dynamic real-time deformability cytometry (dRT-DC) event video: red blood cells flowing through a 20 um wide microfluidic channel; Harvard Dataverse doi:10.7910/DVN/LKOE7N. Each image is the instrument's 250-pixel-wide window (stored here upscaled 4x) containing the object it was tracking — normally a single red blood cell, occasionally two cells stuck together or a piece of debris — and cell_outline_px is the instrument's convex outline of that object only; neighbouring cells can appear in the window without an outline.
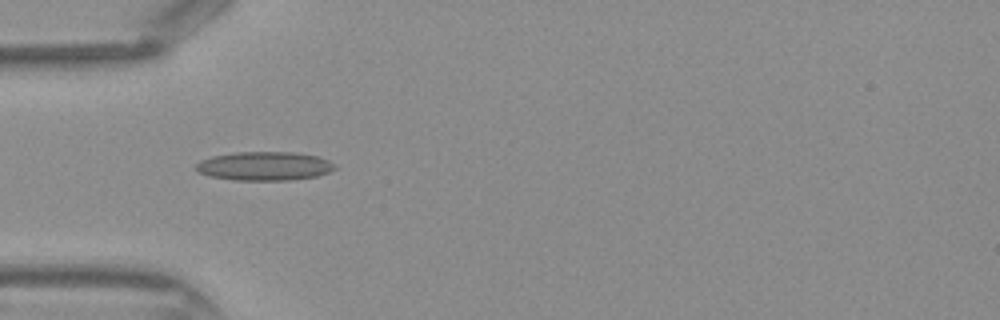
{"species": "Egyptian fruit bat (a non-hibernating species)", "species_latin": "Rousettus aegyptiacus", "temperature_condition": "warm", "stored_images_in_passage": 31, "camera_frame_rate_fps": 3000, "um_per_image_px": 0.085, "frame": {"image": 1, "passage_image": 1, "time_ms": 0.0, "image_size_px": [1000, 320], "cell_outline_px": [[336, 168], [328, 172], [316, 176], [292, 180], [232, 180], [208, 176], [196, 172], [196, 164], [200, 160], [212, 156], [236, 152], [296, 152], [316, 156], [328, 160], [336, 164]], "centroid_in_image_um": [22.45, 14.12], "position_along_channel_um": 62.6, "area_um2": 23.47}}
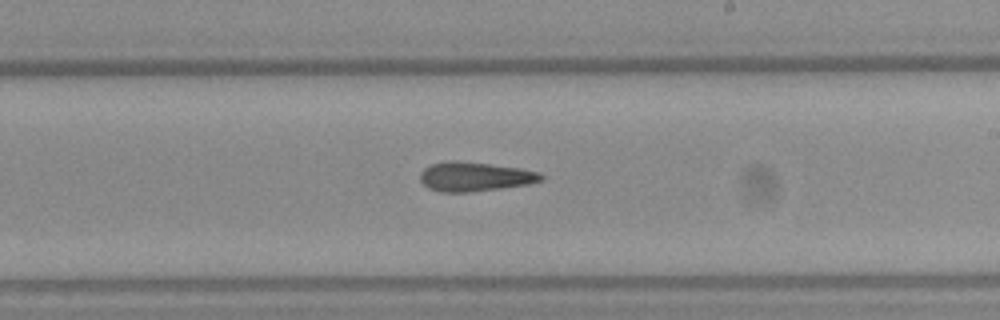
{"frame": {"image": 2, "passage_image": 13, "time_ms": 4.0, "image_size_px": [1000, 320], "cell_outline_px": [[544, 180], [528, 184], [500, 188], [468, 192], [440, 192], [428, 188], [420, 180], [420, 172], [424, 168], [432, 164], [452, 160], [488, 164], [520, 168], [540, 172], [544, 176]], "centroid_in_image_um": [40.36, 15.02], "position_along_channel_um": 248.6, "area_um2": 20.52}}
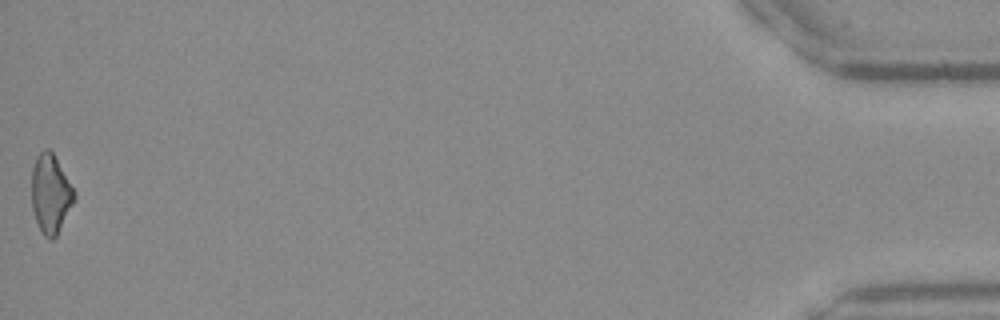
{"frame": {"image": 3, "passage_image": 31, "time_ms": 10.0, "image_size_px": [1000, 320], "cell_outline_px": [[76, 200], [56, 236], [52, 240], [44, 236], [36, 220], [32, 208], [32, 168], [36, 156], [44, 148], [48, 148], [52, 152], [76, 192]], "centroid_in_image_um": [4.31, 16.47], "position_along_channel_um": 430.9, "area_um2": 19.59}}